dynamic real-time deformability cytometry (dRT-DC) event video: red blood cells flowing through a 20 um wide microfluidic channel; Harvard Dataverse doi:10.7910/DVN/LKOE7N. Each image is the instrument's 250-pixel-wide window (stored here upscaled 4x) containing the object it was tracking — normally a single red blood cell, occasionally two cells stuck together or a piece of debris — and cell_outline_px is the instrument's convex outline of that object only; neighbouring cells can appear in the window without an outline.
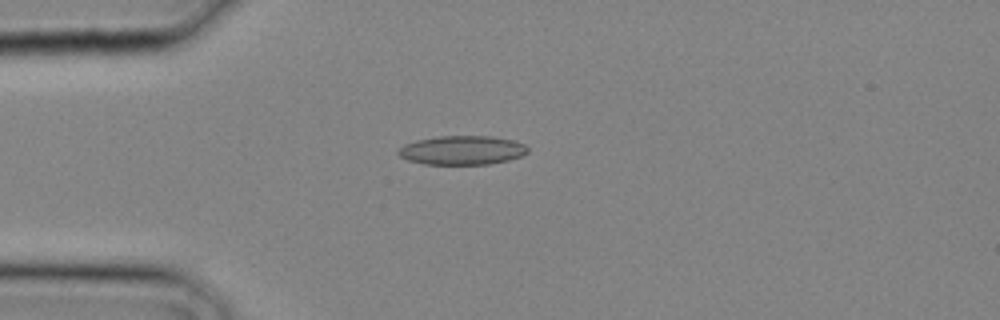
{"species": "common noctule bat (a hibernating species)", "species_latin": "Nyctalus noctula", "temperature_condition": "cold", "stored_images_in_passage": 6, "camera_frame_rate_fps": 3000, "um_per_image_px": 0.085, "animal": {"sex": "male", "body_mass_g": 20.4}, "frame": {"image": 1, "passage_image": 1, "time_ms": 0.0, "image_size_px": [1000, 320], "cell_outline_px": [[528, 152], [520, 156], [508, 160], [488, 164], [424, 164], [408, 160], [400, 156], [396, 152], [404, 144], [416, 140], [436, 136], [492, 136], [512, 140], [524, 144], [528, 148]], "centroid_in_image_um": [39.26, 12.76], "position_along_channel_um": 45.7, "area_um2": 21.85}}
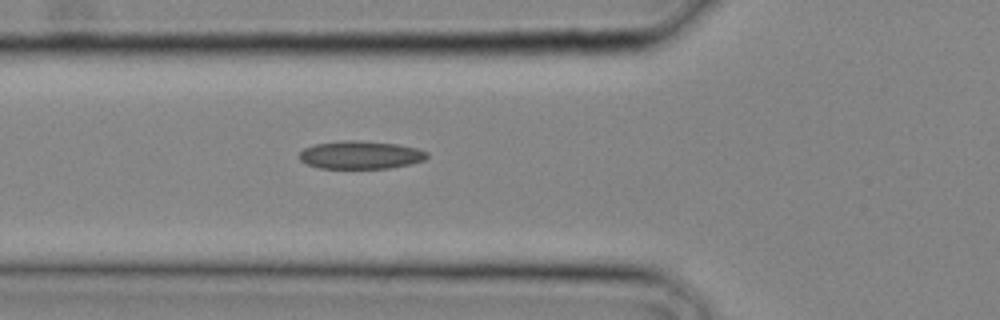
{"frame": {"image": 2, "passage_image": 4, "time_ms": 1.0, "image_size_px": [1000, 320], "cell_outline_px": [[428, 156], [424, 160], [408, 164], [388, 168], [320, 168], [308, 164], [300, 160], [300, 152], [304, 148], [316, 144], [340, 140], [356, 140], [400, 144], [416, 148], [428, 152]], "centroid_in_image_um": [30.65, 13.16], "position_along_channel_um": 95.1, "area_um2": 20.75}}
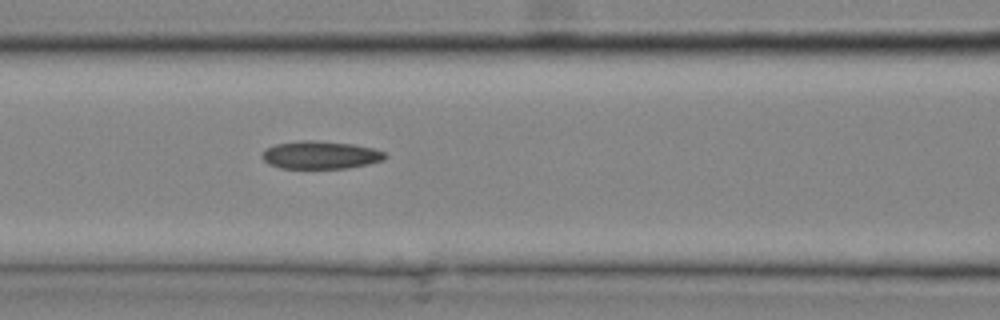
{"frame": {"image": 3, "passage_image": 6, "time_ms": 1.667, "image_size_px": [1000, 320], "cell_outline_px": [[388, 156], [384, 160], [368, 164], [348, 168], [280, 168], [268, 164], [260, 156], [264, 148], [276, 144], [304, 140], [308, 140], [352, 144], [372, 148], [384, 152]], "centroid_in_image_um": [27.21, 13.18], "position_along_channel_um": 139.4, "area_um2": 19.94}}